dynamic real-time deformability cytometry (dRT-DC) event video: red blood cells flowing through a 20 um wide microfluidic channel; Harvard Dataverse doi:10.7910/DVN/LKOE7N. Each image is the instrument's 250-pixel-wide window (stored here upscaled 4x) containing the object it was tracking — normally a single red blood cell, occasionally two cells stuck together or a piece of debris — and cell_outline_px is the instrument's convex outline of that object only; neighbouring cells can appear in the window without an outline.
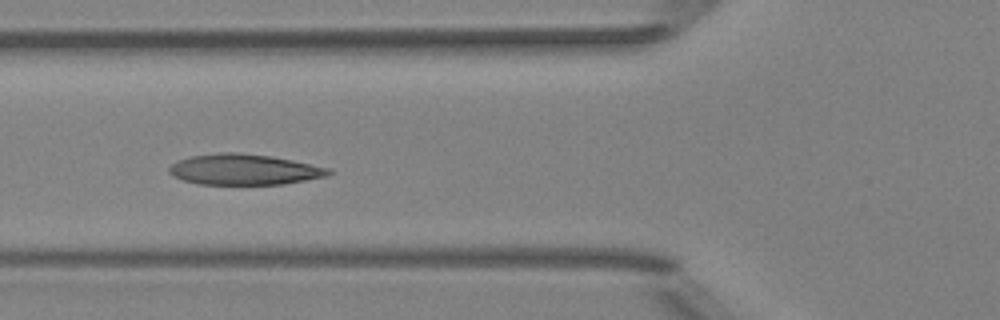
{"species": "Egyptian fruit bat (a non-hibernating species)", "species_latin": "Rousettus aegyptiacus", "temperature_condition": "room temperature", "stored_images_in_passage": 8, "camera_frame_rate_fps": 3000, "um_per_image_px": 0.085, "animal": {"sex": "female"}, "frame": {"image": 1, "passage_image": 6, "time_ms": 5.667, "image_size_px": [1000, 320], "cell_outline_px": [[332, 172], [324, 176], [284, 184], [200, 184], [184, 180], [172, 176], [168, 172], [168, 168], [176, 160], [188, 156], [220, 152], [240, 152], [272, 156], [292, 160], [328, 168]], "centroid_in_image_um": [20.67, 14.39], "position_along_channel_um": 105.1, "area_um2": 28.5}}
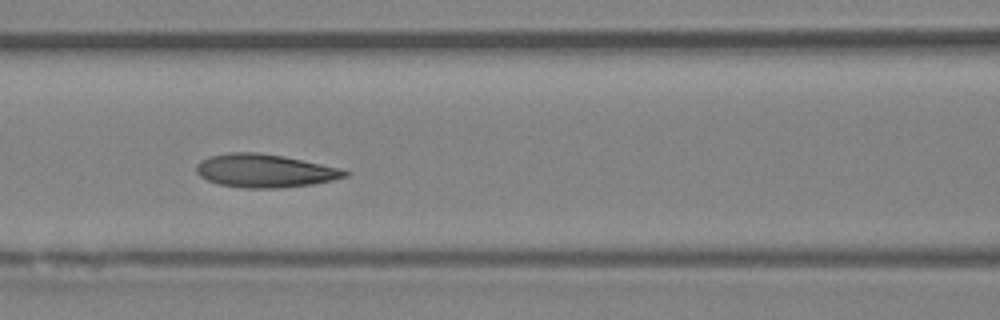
{"frame": {"image": 2, "passage_image": 7, "time_ms": 6.667, "image_size_px": [1000, 320], "cell_outline_px": [[352, 172], [348, 176], [332, 180], [312, 184], [280, 188], [244, 188], [220, 184], [208, 180], [200, 176], [196, 172], [196, 164], [200, 160], [208, 156], [228, 152], [260, 152], [284, 156], [340, 168]], "centroid_in_image_um": [22.5, 14.5], "position_along_channel_um": 144.1, "area_um2": 28.96}}
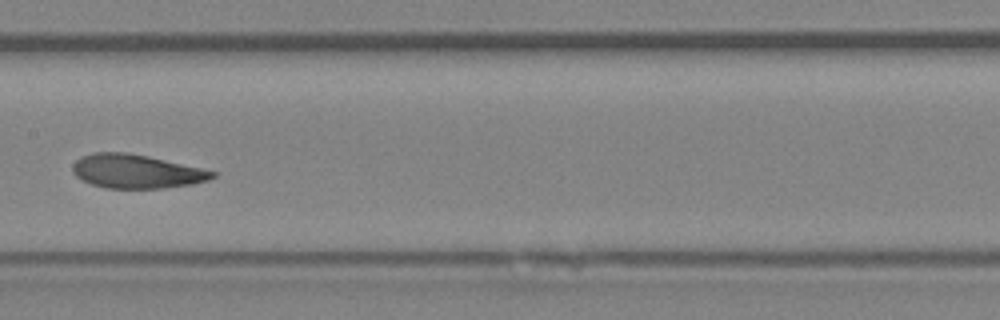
{"frame": {"image": 3, "passage_image": 8, "time_ms": 8.0, "image_size_px": [1000, 320], "cell_outline_px": [[216, 176], [208, 180], [192, 184], [164, 188], [108, 188], [92, 184], [76, 176], [72, 172], [72, 164], [80, 156], [92, 152], [124, 152], [148, 156], [200, 168], [216, 172]], "centroid_in_image_um": [11.55, 14.56], "position_along_channel_um": 195.8, "area_um2": 27.4}}